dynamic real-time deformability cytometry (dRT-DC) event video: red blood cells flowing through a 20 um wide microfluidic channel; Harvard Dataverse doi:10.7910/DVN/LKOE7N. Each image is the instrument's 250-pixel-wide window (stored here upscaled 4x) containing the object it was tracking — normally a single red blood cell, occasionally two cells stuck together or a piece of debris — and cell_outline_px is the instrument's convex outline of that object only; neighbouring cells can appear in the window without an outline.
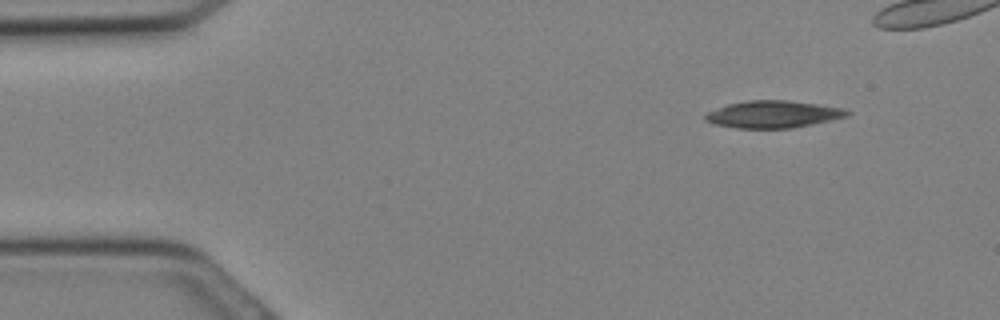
{"species": "Egyptian fruit bat (a non-hibernating species)", "species_latin": "Rousettus aegyptiacus", "temperature_condition": "cold", "stored_images_in_passage": 16, "camera_frame_rate_fps": 3000, "um_per_image_px": 0.085, "animal": {"sex": "female"}, "frame": {"image": 1, "passage_image": 3, "time_ms": 0.667, "image_size_px": [1000, 320], "cell_outline_px": [[852, 112], [848, 116], [812, 124], [792, 128], [736, 128], [712, 124], [704, 120], [704, 116], [708, 112], [728, 104], [748, 100], [788, 100], [844, 108]], "centroid_in_image_um": [65.71, 9.71], "position_along_channel_um": 19.3, "area_um2": 22.43}}
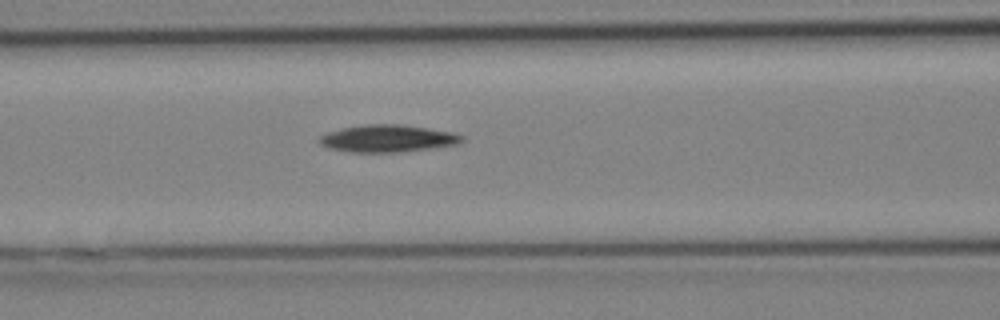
{"frame": {"image": 2, "passage_image": 12, "time_ms": 3.667, "image_size_px": [1000, 320], "cell_outline_px": [[464, 140], [456, 144], [404, 152], [352, 152], [328, 148], [320, 144], [320, 136], [328, 132], [344, 128], [368, 124], [396, 124], [452, 132], [464, 136]], "centroid_in_image_um": [32.95, 11.78], "position_along_channel_um": 133.7, "area_um2": 22.25}}
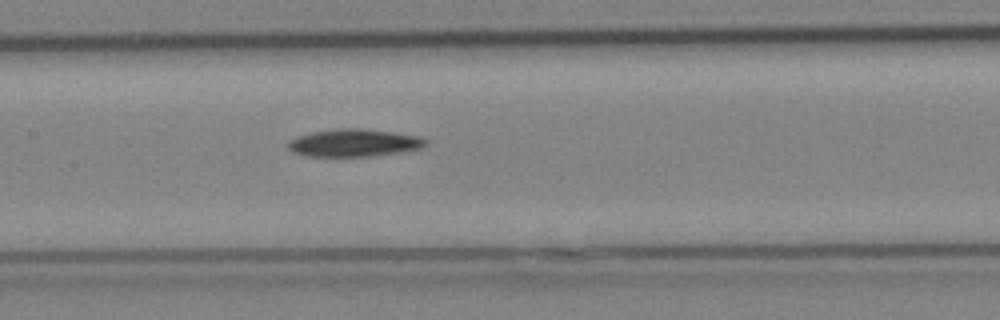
{"frame": {"image": 3, "passage_image": 14, "time_ms": 4.333, "image_size_px": [1000, 320], "cell_outline_px": [[428, 144], [424, 148], [400, 152], [372, 156], [304, 156], [292, 152], [288, 148], [288, 140], [296, 136], [312, 132], [340, 128], [356, 128], [392, 132], [420, 136], [428, 140]], "centroid_in_image_um": [30.1, 12.15], "position_along_channel_um": 177.3, "area_um2": 22.25}}